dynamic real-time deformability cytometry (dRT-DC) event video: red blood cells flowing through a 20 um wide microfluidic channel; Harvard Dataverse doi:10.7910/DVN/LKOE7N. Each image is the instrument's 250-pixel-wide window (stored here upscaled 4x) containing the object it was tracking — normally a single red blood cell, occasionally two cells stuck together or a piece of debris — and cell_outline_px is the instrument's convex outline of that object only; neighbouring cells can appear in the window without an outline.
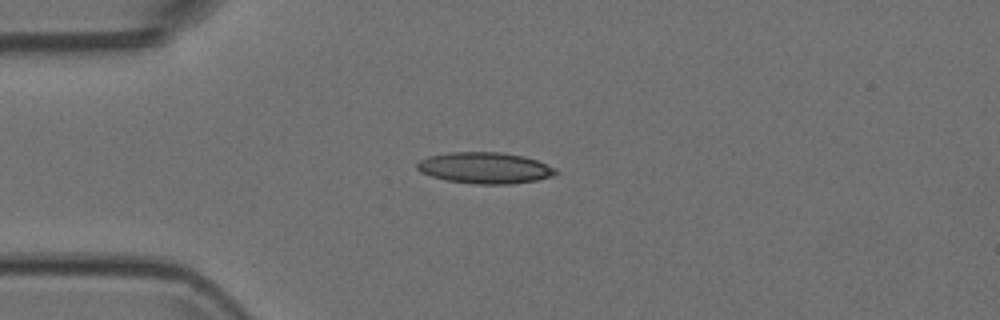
{"species": "Egyptian fruit bat (a non-hibernating species)", "species_latin": "Rousettus aegyptiacus", "temperature_condition": "room temperature", "stored_images_in_passage": 2, "camera_frame_rate_fps": 3000, "um_per_image_px": 0.085, "animal": {"sex": "female"}, "frame": {"image": 1, "passage_image": 1, "time_ms": 0.0, "image_size_px": [1000, 320], "cell_outline_px": [[556, 172], [552, 176], [536, 180], [512, 184], [476, 184], [448, 180], [432, 176], [420, 172], [416, 168], [416, 164], [420, 160], [428, 156], [448, 152], [500, 152], [524, 156], [536, 160], [556, 168]], "centroid_in_image_um": [41.19, 14.26], "position_along_channel_um": 43.8, "area_um2": 25.14}}
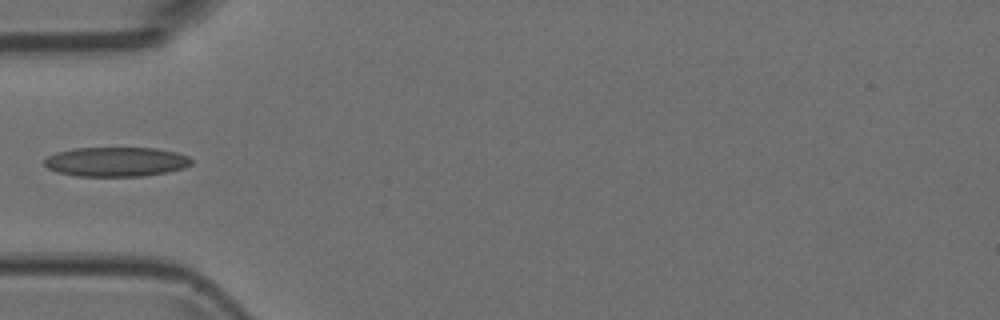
{"frame": {"image": 2, "passage_image": 2, "time_ms": 0.333, "image_size_px": [1000, 320], "cell_outline_px": [[192, 164], [184, 168], [168, 172], [144, 176], [76, 176], [56, 172], [48, 168], [44, 164], [44, 160], [48, 156], [56, 152], [72, 148], [156, 148], [176, 152], [188, 156], [192, 160]], "centroid_in_image_um": [9.87, 13.75], "position_along_channel_um": 75.1, "area_um2": 25.43}}